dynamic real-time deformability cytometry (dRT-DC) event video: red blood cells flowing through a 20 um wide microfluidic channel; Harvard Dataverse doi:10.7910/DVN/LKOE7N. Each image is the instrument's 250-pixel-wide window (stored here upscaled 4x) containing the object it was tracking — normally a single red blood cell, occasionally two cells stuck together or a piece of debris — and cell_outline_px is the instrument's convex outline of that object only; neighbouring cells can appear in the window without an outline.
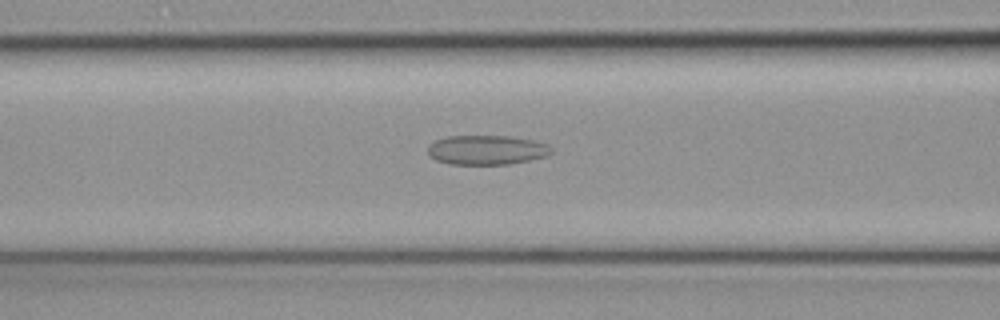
{"species": "common noctule bat (a hibernating species)", "species_latin": "Nyctalus noctula", "temperature_condition": "cold", "stored_images_in_passage": 52, "camera_frame_rate_fps": 3000, "um_per_image_px": 0.085, "animal": {"sex": "female", "body_mass_g": 19.3, "forearm_length_mm": 54.1}, "frame": {"image": 1, "passage_image": 21, "time_ms": 6.667, "image_size_px": [1000, 320], "cell_outline_px": [[552, 152], [548, 156], [508, 164], [448, 164], [436, 160], [428, 156], [428, 148], [436, 140], [448, 136], [508, 136], [532, 140], [548, 144], [552, 148]], "centroid_in_image_um": [41.37, 12.75], "position_along_channel_um": 125.2, "area_um2": 21.15}}
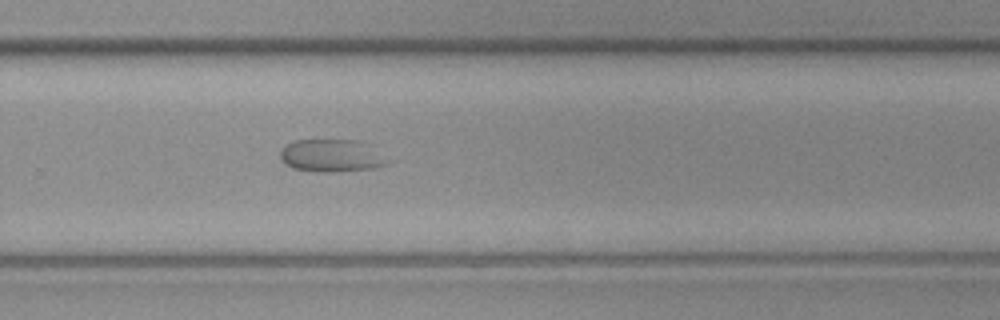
{"frame": {"image": 2, "passage_image": 34, "time_ms": 11.0, "image_size_px": [1000, 320], "cell_outline_px": [[388, 164], [372, 168], [332, 172], [316, 172], [292, 168], [284, 164], [280, 160], [280, 148], [296, 140], [360, 140], [368, 144], [388, 160]], "centroid_in_image_um": [28.12, 13.23], "position_along_channel_um": 301.7, "area_um2": 20.4}}
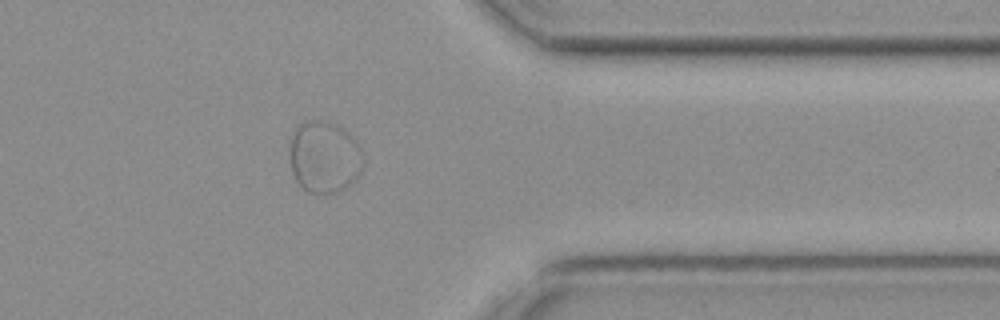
{"frame": {"image": 3, "passage_image": 41, "time_ms": 13.333, "image_size_px": [1000, 320], "cell_outline_px": [[364, 164], [356, 180], [352, 184], [340, 192], [308, 192], [296, 180], [292, 172], [288, 156], [288, 144], [292, 132], [304, 120], [320, 120], [344, 128], [356, 140], [360, 148], [364, 160]], "centroid_in_image_um": [27.55, 13.33], "position_along_channel_um": 383.8, "area_um2": 31.33}}